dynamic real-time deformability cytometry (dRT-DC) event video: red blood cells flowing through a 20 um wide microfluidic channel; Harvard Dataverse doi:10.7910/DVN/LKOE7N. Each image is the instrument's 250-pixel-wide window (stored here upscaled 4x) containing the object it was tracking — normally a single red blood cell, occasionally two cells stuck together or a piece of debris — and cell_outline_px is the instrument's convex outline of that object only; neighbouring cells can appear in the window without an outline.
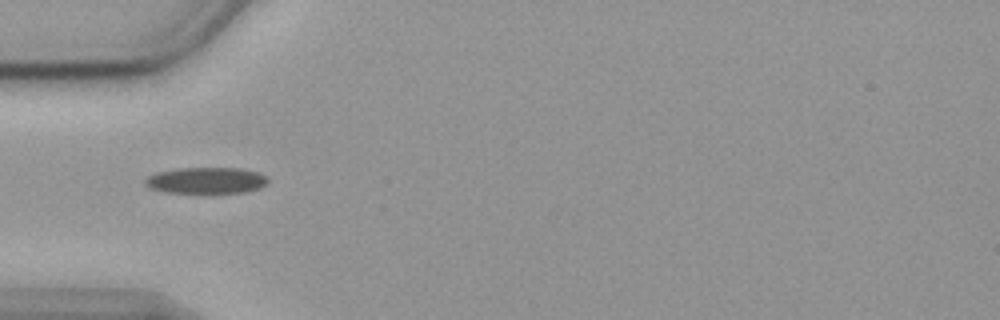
{"species": "common noctule bat (a hibernating species)", "species_latin": "Nyctalus noctula", "temperature_condition": "cold", "stored_images_in_passage": 13, "camera_frame_rate_fps": 3000, "um_per_image_px": 0.085, "animal": {"sex": "female", "body_mass_g": 19.9}, "frame": {"image": 1, "passage_image": 1, "time_ms": 0.0, "image_size_px": [1000, 320], "cell_outline_px": [[268, 184], [260, 188], [244, 192], [212, 196], [208, 196], [164, 192], [148, 188], [144, 184], [144, 180], [148, 176], [156, 172], [176, 168], [240, 168], [260, 172], [268, 180]], "centroid_in_image_um": [17.51, 15.39], "position_along_channel_um": 67.5, "area_um2": 20.06}}
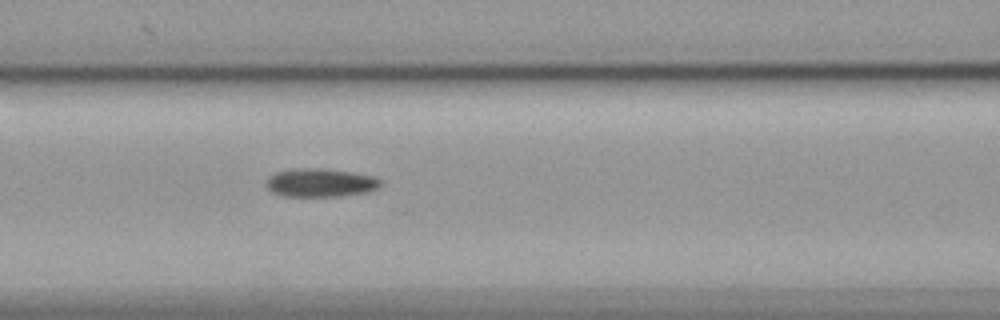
{"frame": {"image": 2, "passage_image": 7, "time_ms": 2.0, "image_size_px": [1000, 320], "cell_outline_px": [[380, 184], [376, 188], [368, 192], [336, 196], [284, 196], [272, 192], [268, 188], [268, 176], [276, 172], [300, 168], [324, 168], [352, 172], [376, 176], [380, 180]], "centroid_in_image_um": [27.25, 15.52], "position_along_channel_um": 139.4, "area_um2": 18.79}}
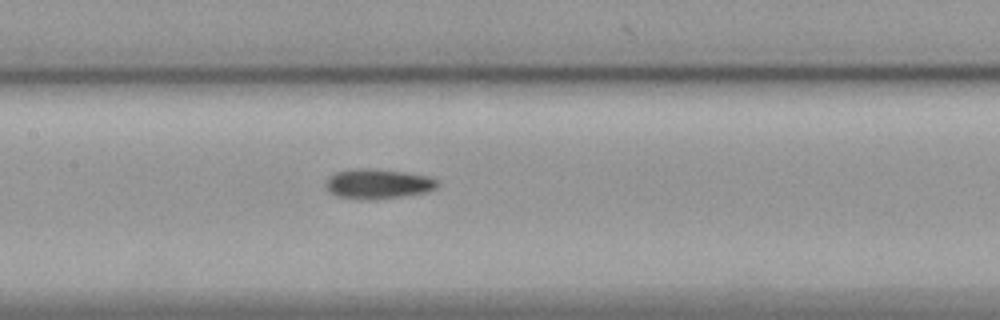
{"frame": {"image": 3, "passage_image": 10, "time_ms": 3.0, "image_size_px": [1000, 320], "cell_outline_px": [[440, 180], [436, 188], [424, 192], [400, 196], [368, 200], [336, 196], [328, 192], [324, 184], [328, 176], [336, 172], [352, 168], [368, 168], [404, 172], [428, 176]], "centroid_in_image_um": [32.07, 15.61], "position_along_channel_um": 175.3, "area_um2": 19.48}}